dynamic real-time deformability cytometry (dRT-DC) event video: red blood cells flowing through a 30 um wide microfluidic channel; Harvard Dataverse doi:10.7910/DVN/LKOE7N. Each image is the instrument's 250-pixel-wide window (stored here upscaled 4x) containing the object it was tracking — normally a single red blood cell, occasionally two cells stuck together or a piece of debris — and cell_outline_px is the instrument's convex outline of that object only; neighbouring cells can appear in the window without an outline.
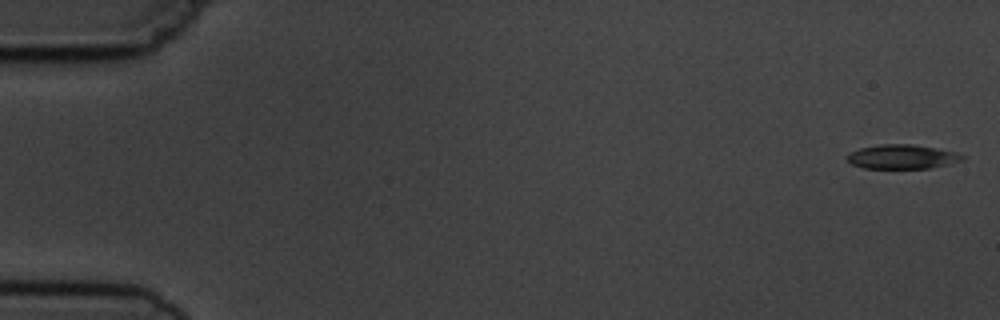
{"species": "common noctule bat (a hibernating species)", "species_latin": "Nyctalus noctula", "temperature_condition": "cold", "stored_images_in_passage": 5, "camera_frame_rate_fps": 3000, "um_per_image_px": 0.085, "animal": {"sex": "male", "body_mass_g": 19.5, "forearm_length_mm": 54.6}, "frame": {"image": 1, "passage_image": 1, "time_ms": 0.0, "image_size_px": [1000, 320], "cell_outline_px": [[964, 160], [948, 164], [928, 168], [864, 168], [852, 164], [844, 156], [848, 152], [860, 148], [880, 144], [912, 144], [936, 148], [956, 152], [964, 156]], "centroid_in_image_um": [76.65, 13.31], "position_along_channel_um": 8.4, "area_um2": 16.3}}
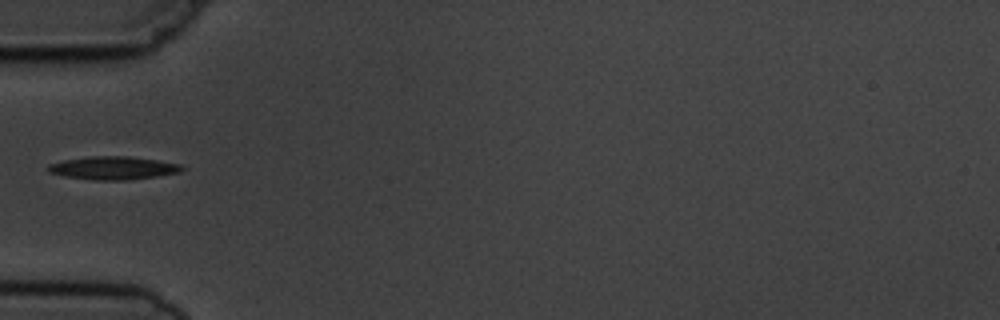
{"frame": {"image": 2, "passage_image": 5, "time_ms": 5.667, "image_size_px": [1000, 320], "cell_outline_px": [[184, 168], [180, 172], [156, 176], [128, 180], [96, 180], [64, 176], [48, 172], [44, 168], [48, 164], [64, 160], [92, 156], [132, 156], [184, 164]], "centroid_in_image_um": [9.63, 14.27], "position_along_channel_um": 75.4, "area_um2": 18.21}}